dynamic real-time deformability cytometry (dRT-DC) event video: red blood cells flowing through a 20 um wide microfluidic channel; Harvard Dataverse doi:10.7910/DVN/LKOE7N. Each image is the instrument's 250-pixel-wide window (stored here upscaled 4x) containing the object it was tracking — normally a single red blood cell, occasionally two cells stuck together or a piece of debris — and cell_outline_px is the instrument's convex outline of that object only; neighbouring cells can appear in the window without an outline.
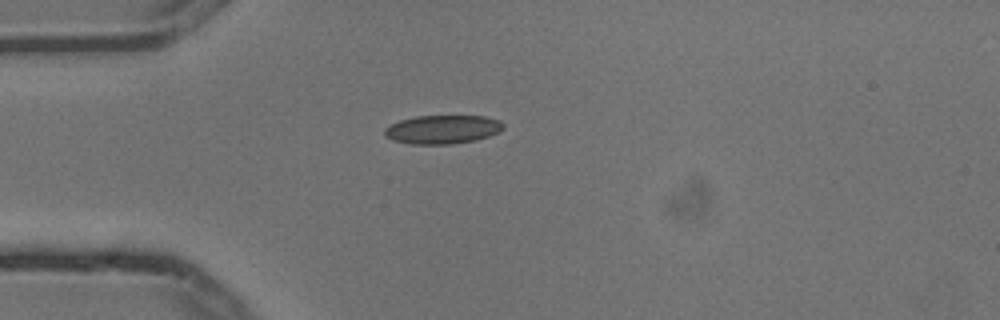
{"species": "common noctule bat (a hibernating species)", "species_latin": "Nyctalus noctula", "temperature_condition": "cold", "stored_images_in_passage": 2, "camera_frame_rate_fps": 3000, "um_per_image_px": 0.085, "animal": {"sex": "male", "body_mass_g": 13.3}, "frame": {"image": 1, "passage_image": 2, "time_ms": 0.333, "image_size_px": [1000, 320], "cell_outline_px": [[504, 128], [488, 136], [476, 140], [452, 144], [412, 144], [392, 140], [384, 136], [384, 128], [400, 120], [416, 116], [484, 116], [500, 120], [504, 124]], "centroid_in_image_um": [37.6, 11.0], "position_along_channel_um": 47.4, "area_um2": 19.83}}